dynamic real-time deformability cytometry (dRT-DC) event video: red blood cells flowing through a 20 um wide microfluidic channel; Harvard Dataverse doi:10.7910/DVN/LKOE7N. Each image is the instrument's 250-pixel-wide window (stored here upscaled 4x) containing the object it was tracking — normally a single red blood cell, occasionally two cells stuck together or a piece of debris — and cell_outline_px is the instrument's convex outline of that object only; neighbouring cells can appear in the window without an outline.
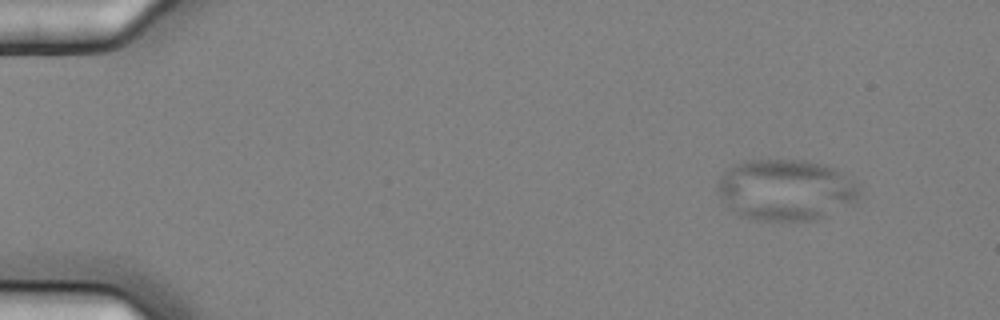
{"species": "common noctule bat (a hibernating species)", "species_latin": "Nyctalus noctula", "temperature_condition": "cold", "stored_images_in_passage": 9, "camera_frame_rate_fps": 3000, "um_per_image_px": 0.085, "animal": {"sex": "female", "body_mass_g": 25.1}, "frame": {"image": 1, "passage_image": 1, "time_ms": 0.0, "image_size_px": [1000, 320], "cell_outline_px": [[860, 192], [856, 204], [816, 220], [756, 220], [744, 216], [736, 212], [720, 196], [716, 188], [716, 184], [720, 176], [724, 172], [736, 164], [744, 160], [808, 160], [824, 164], [840, 172], [852, 180], [860, 188]], "centroid_in_image_um": [66.83, 16.14], "position_along_channel_um": 18.2, "area_um2": 50.58}}